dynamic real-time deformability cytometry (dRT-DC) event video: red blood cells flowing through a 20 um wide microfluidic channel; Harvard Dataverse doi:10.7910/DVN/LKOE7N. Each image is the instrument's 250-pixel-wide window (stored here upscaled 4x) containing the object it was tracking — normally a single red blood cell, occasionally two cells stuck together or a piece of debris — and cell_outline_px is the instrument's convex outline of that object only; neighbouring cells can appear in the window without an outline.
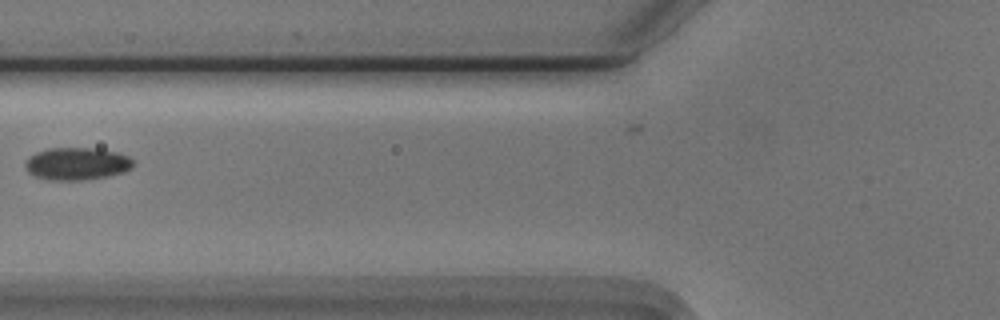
{"species": "Egyptian fruit bat (a non-hibernating species)", "species_latin": "Rousettus aegyptiacus", "temperature_condition": "cold", "stored_images_in_passage": 13, "camera_frame_rate_fps": 3000, "um_per_image_px": 0.085, "animal": {"sex": "male"}, "frame": {"image": 1, "passage_image": 2, "time_ms": 0.333, "image_size_px": [1000, 320], "cell_outline_px": [[132, 164], [124, 172], [108, 176], [84, 180], [48, 180], [36, 176], [28, 172], [24, 164], [28, 156], [36, 152], [48, 148], [96, 148], [116, 152], [128, 156], [132, 160]], "centroid_in_image_um": [6.48, 13.91], "position_along_channel_um": 119.3, "area_um2": 20.4}}
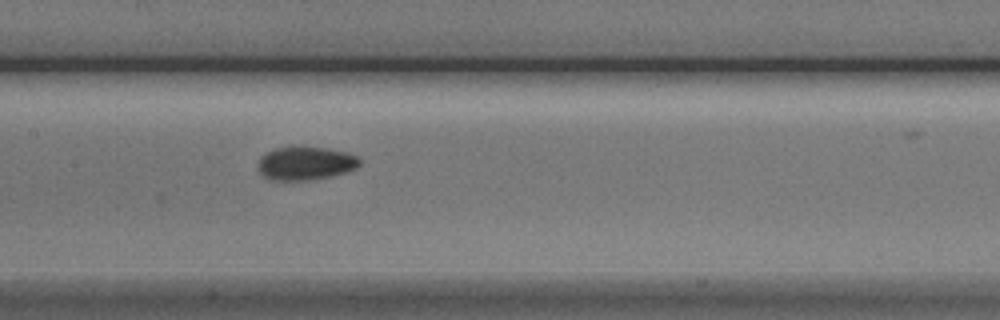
{"frame": {"image": 2, "passage_image": 7, "time_ms": 2.0, "image_size_px": [1000, 320], "cell_outline_px": [[360, 164], [356, 168], [348, 172], [332, 176], [308, 180], [268, 180], [256, 168], [256, 164], [260, 156], [276, 148], [292, 144], [328, 148], [348, 152], [356, 156], [360, 160]], "centroid_in_image_um": [25.94, 13.85], "position_along_channel_um": 181.5, "area_um2": 20.52}}